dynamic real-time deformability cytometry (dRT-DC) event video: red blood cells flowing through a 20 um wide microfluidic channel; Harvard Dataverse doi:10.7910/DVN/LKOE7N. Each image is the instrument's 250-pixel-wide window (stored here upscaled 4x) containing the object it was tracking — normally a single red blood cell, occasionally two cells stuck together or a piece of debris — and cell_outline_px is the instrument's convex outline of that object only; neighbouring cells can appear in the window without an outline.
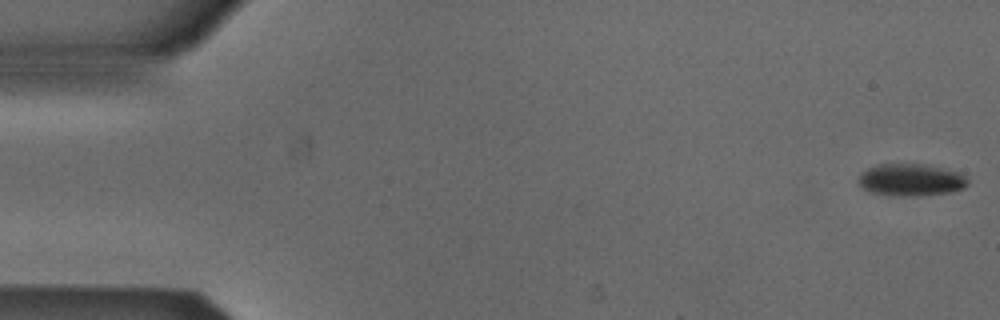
{"species": "Egyptian fruit bat (a non-hibernating species)", "species_latin": "Rousettus aegyptiacus", "temperature_condition": "cold", "stored_images_in_passage": 10, "camera_frame_rate_fps": 3000, "um_per_image_px": 0.085, "animal": {"sex": "male"}, "frame": {"image": 1, "passage_image": 1, "time_ms": 0.0, "image_size_px": [1000, 320], "cell_outline_px": [[968, 184], [964, 188], [952, 192], [920, 196], [896, 196], [868, 192], [856, 180], [860, 172], [876, 164], [920, 164], [940, 168], [956, 172], [964, 176], [968, 180]], "centroid_in_image_um": [77.37, 15.3], "position_along_channel_um": 7.6, "area_um2": 20.58}}